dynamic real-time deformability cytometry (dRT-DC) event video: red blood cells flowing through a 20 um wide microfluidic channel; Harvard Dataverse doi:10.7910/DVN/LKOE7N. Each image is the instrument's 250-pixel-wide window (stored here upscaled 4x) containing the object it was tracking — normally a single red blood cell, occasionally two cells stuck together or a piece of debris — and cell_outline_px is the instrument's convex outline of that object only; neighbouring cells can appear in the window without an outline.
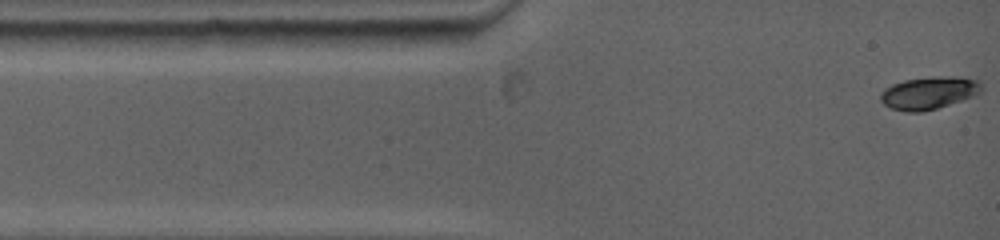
{"species": "common noctule bat (a hibernating species)", "species_latin": "Nyctalus noctula", "temperature_condition": "warm", "stored_images_in_passage": 53, "camera_frame_rate_fps": 5000, "um_per_image_px": 0.085, "animal": {"sex": "female", "body_mass_g": 19.0, "forearm_length_mm": 53.3}, "frame": {"image": 1, "passage_image": 1, "time_ms": 0.0, "image_size_px": [1000, 240], "cell_outline_px": [[984, 88], [980, 92], [972, 96], [936, 108], [920, 112], [904, 112], [892, 108], [884, 104], [880, 100], [880, 92], [884, 88], [892, 84], [904, 80], [940, 76], [980, 80]], "centroid_in_image_um": [78.92, 7.9], "position_along_channel_um": 6.1, "area_um2": 18.9}}
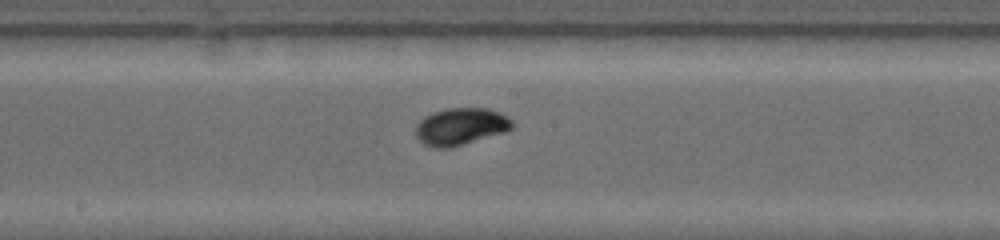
{"frame": {"image": 2, "passage_image": 30, "time_ms": 6.4, "image_size_px": [1000, 240], "cell_outline_px": [[512, 128], [504, 132], [460, 144], [444, 148], [428, 144], [420, 140], [416, 136], [416, 124], [424, 116], [432, 112], [444, 108], [488, 108], [500, 112], [508, 116], [512, 120]], "centroid_in_image_um": [39.17, 10.7], "position_along_channel_um": 209.0, "area_um2": 20.4}}
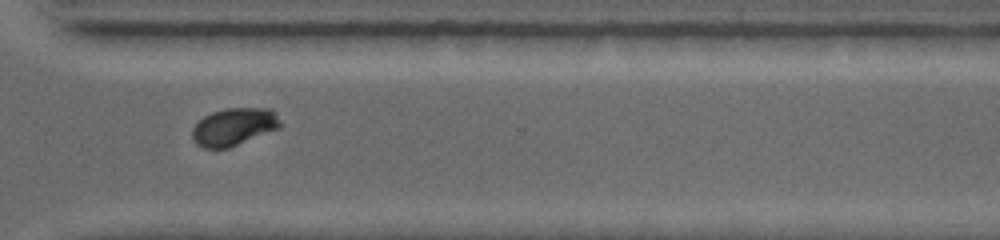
{"frame": {"image": 3, "passage_image": 52, "time_ms": 10.0, "image_size_px": [1000, 240], "cell_outline_px": [[284, 124], [280, 128], [228, 148], [204, 148], [196, 144], [192, 136], [192, 128], [204, 116], [212, 112], [224, 108], [272, 108], [276, 112]], "centroid_in_image_um": [19.93, 10.76], "position_along_channel_um": 350.7, "area_um2": 19.48}}